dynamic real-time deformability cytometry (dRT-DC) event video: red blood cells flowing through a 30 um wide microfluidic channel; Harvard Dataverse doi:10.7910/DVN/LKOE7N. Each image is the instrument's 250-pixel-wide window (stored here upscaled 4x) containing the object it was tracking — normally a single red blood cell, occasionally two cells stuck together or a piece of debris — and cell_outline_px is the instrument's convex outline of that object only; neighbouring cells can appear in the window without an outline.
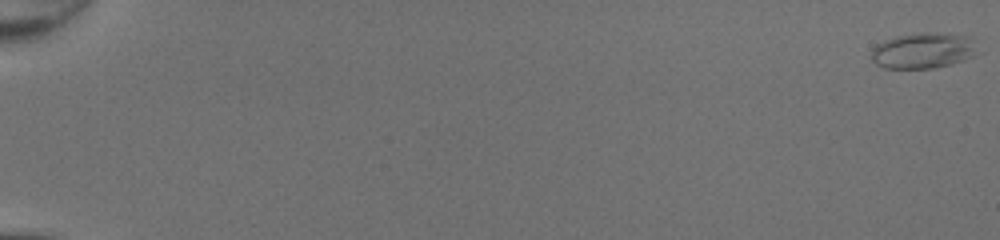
{"species": "common noctule bat (a hibernating species)", "species_latin": "Nyctalus noctula", "temperature_condition": "room temperature", "stored_images_in_passage": 51, "camera_frame_rate_fps": 3000, "um_per_image_px": 0.085, "animal": {"sex": "female", "body_mass_g": 20.0, "forearm_length_mm": 54.0}, "frame": {"image": 1, "passage_image": 1, "time_ms": 0.0, "image_size_px": [1000, 240], "cell_outline_px": [[984, 52], [976, 56], [952, 64], [932, 68], [884, 68], [876, 64], [872, 60], [872, 48], [876, 44], [884, 40], [896, 36], [920, 32], [936, 32], [972, 36]], "centroid_in_image_um": [78.6, 4.28], "position_along_channel_um": 6.4, "area_um2": 22.95}}
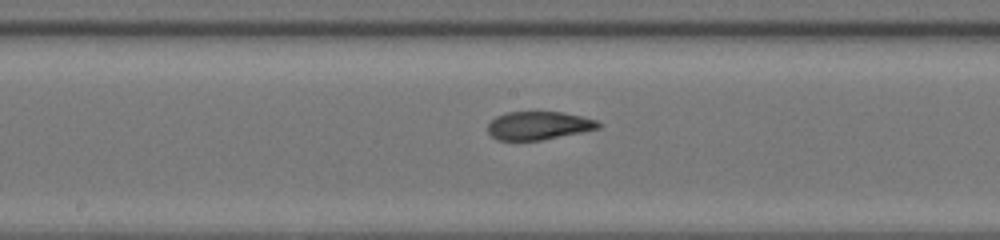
{"frame": {"image": 2, "passage_image": 30, "time_ms": 9.667, "image_size_px": [1000, 240], "cell_outline_px": [[600, 128], [540, 140], [496, 140], [488, 132], [488, 124], [496, 116], [508, 112], [564, 112], [596, 120], [600, 124]], "centroid_in_image_um": [45.75, 10.67], "position_along_channel_um": 202.4, "area_um2": 17.98}}
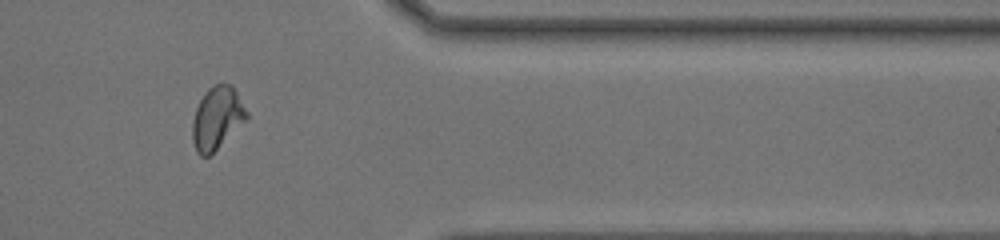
{"frame": {"image": 3, "passage_image": 44, "time_ms": 14.333, "image_size_px": [1000, 240], "cell_outline_px": [[248, 116], [208, 156], [200, 156], [196, 152], [192, 140], [192, 120], [196, 108], [204, 92], [212, 84], [224, 80], [232, 84], [248, 112]], "centroid_in_image_um": [18.41, 9.95], "position_along_channel_um": 393.0, "area_um2": 19.65}, "authors_computed_cell_mechanics": {"area_um2": 19.652, "velocity_mm_per_s": 4.3232, "shape_relaxation_time_tau1_ms": null, "shape_relaxation_time_tau2_ms": 1.1097, "deformation_change_tau1": null, "deformation_change_tau2": 0.0756}}